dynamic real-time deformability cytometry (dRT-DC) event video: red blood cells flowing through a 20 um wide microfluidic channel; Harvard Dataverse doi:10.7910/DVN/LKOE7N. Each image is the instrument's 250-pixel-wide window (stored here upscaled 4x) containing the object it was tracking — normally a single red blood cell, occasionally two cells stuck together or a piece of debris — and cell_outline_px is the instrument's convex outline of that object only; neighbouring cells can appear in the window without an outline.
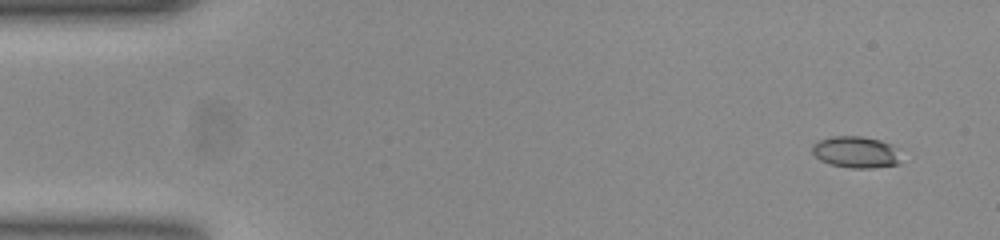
{"species": "common noctule bat (a hibernating species)", "species_latin": "Nyctalus noctula", "temperature_condition": "room temperature", "stored_images_in_passage": 53, "camera_frame_rate_fps": 3000, "um_per_image_px": 0.085, "animal": {"sex": "female", "body_mass_g": 23.0, "forearm_length_mm": 53.4}, "frame": {"image": 1, "passage_image": 4, "time_ms": 1.0, "image_size_px": [1000, 240], "cell_outline_px": [[900, 164], [872, 168], [852, 168], [832, 164], [820, 160], [812, 152], [812, 144], [820, 140], [832, 136], [860, 136], [880, 140], [888, 144], [892, 148]], "centroid_in_image_um": [72.67, 12.93], "position_along_channel_um": 12.3, "area_um2": 15.84}}
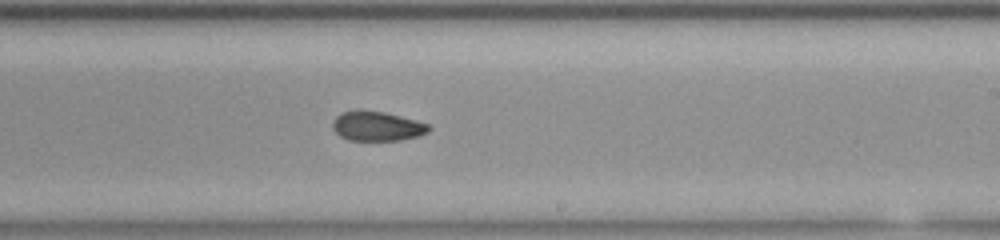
{"frame": {"image": 2, "passage_image": 32, "time_ms": 10.333, "image_size_px": [1000, 240], "cell_outline_px": [[432, 128], [428, 132], [416, 136], [400, 140], [348, 140], [340, 136], [332, 128], [332, 120], [340, 112], [356, 108], [360, 108], [384, 112], [416, 120], [428, 124]], "centroid_in_image_um": [31.99, 10.69], "position_along_channel_um": 257.0, "area_um2": 16.88}}
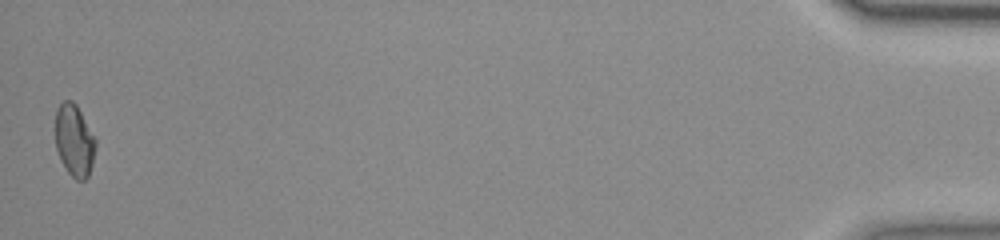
{"frame": {"image": 3, "passage_image": 53, "time_ms": 17.333, "image_size_px": [1000, 240], "cell_outline_px": [[96, 148], [92, 164], [88, 176], [84, 180], [76, 180], [68, 172], [60, 160], [56, 148], [56, 108], [64, 100], [72, 100], [76, 104], [96, 140]], "centroid_in_image_um": [6.31, 11.94], "position_along_channel_um": 428.9, "area_um2": 16.82}, "authors_computed_cell_mechanics": {"area_um2": 16.8776, "velocity_mm_per_s": 3.8736, "shape_relaxation_time_tau1_ms": null, "shape_relaxation_time_tau2_ms": 2.9981, "deformation_change_tau1": null, "deformation_change_tau2": 0.0765}}